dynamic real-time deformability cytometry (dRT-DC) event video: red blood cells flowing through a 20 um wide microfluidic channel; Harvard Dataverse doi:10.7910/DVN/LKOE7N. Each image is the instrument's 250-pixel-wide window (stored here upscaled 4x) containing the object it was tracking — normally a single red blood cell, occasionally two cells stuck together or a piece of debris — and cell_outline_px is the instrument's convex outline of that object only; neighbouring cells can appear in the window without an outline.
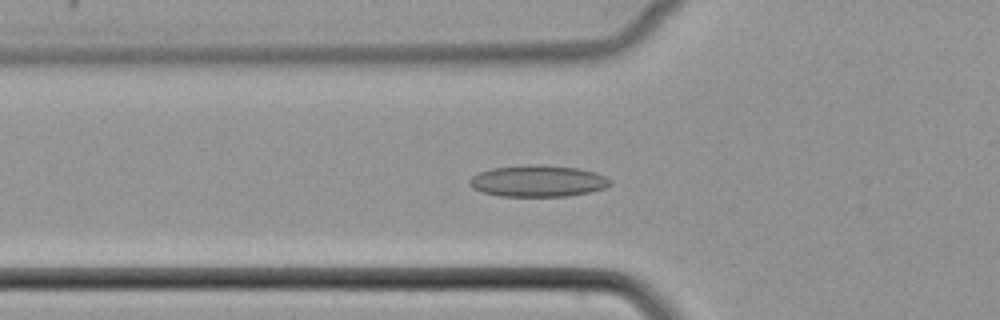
{"species": "common noctule bat (a hibernating species)", "species_latin": "Nyctalus noctula", "temperature_condition": "cold", "stored_images_in_passage": 51, "camera_frame_rate_fps": 3000, "um_per_image_px": 0.085, "animal": {"sex": "female", "body_mass_g": 22.7, "forearm_length_mm": 54.2}, "frame": {"image": 1, "passage_image": 18, "time_ms": 5.667, "image_size_px": [1000, 320], "cell_outline_px": [[612, 184], [604, 188], [588, 192], [564, 196], [500, 196], [484, 192], [472, 188], [468, 184], [468, 180], [472, 176], [480, 172], [492, 168], [528, 164], [536, 164], [576, 168], [596, 172], [612, 180]], "centroid_in_image_um": [45.7, 15.38], "position_along_channel_um": 80.1, "area_um2": 25.78}}
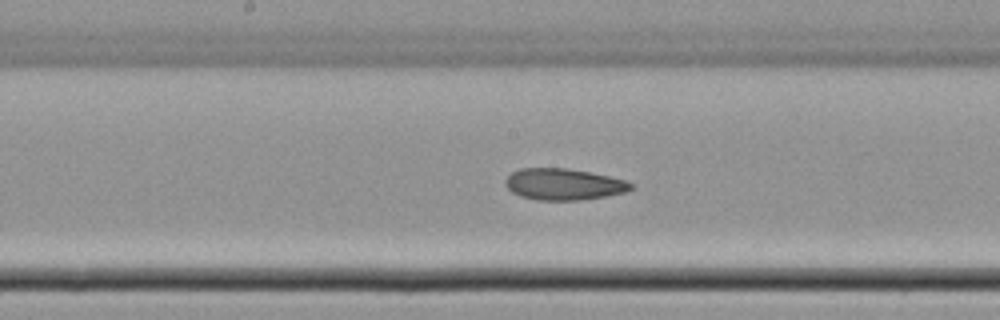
{"frame": {"image": 2, "passage_image": 27, "time_ms": 8.667, "image_size_px": [1000, 320], "cell_outline_px": [[636, 188], [624, 192], [604, 196], [580, 200], [536, 200], [520, 196], [512, 192], [504, 184], [504, 180], [512, 172], [520, 168], [568, 168], [628, 180]], "centroid_in_image_um": [47.9, 15.66], "position_along_channel_um": 200.3, "area_um2": 23.06}}
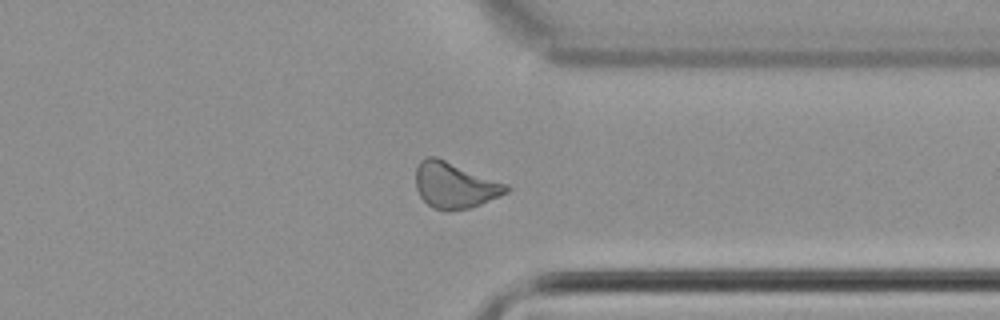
{"frame": {"image": 3, "passage_image": 40, "time_ms": 13.0, "image_size_px": [1000, 320], "cell_outline_px": [[512, 188], [508, 192], [500, 196], [472, 208], [448, 212], [444, 212], [432, 208], [420, 196], [416, 188], [416, 168], [420, 160], [428, 156], [436, 156], [508, 184]], "centroid_in_image_um": [38.66, 15.77], "position_along_channel_um": 372.7, "area_um2": 24.68}}